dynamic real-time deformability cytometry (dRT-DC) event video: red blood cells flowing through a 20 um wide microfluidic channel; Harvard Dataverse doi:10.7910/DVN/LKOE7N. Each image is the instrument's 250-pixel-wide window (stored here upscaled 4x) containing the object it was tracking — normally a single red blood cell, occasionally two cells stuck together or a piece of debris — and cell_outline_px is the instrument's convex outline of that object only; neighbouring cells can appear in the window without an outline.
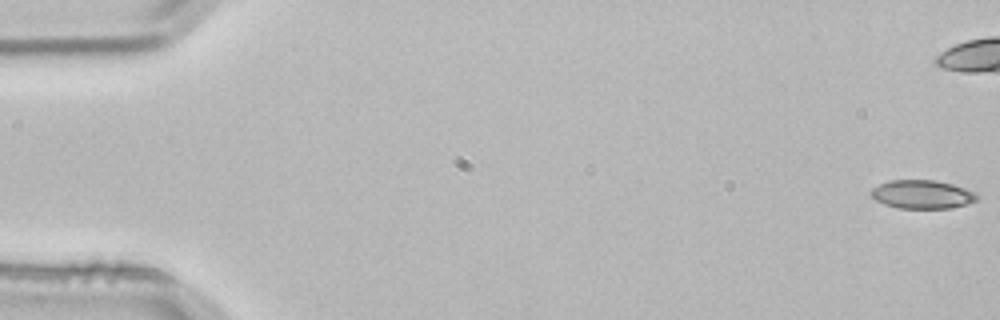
{"species": "common noctule bat (a hibernating species)", "species_latin": "Nyctalus noctula", "temperature_condition": "room temperature", "stored_images_in_passage": 5, "camera_frame_rate_fps": 3000, "um_per_image_px": 0.085, "animal": {"sex": "male", "body_mass_g": 21.5, "forearm_length_mm": 52.0}, "frame": {"image": 1, "passage_image": 1, "time_ms": 0.0, "image_size_px": [1000, 320], "cell_outline_px": [[980, 196], [976, 200], [968, 204], [952, 208], [900, 208], [884, 204], [876, 200], [868, 192], [872, 188], [888, 180], [936, 180], [952, 184], [976, 192]], "centroid_in_image_um": [78.4, 16.52], "position_along_channel_um": 6.6, "area_um2": 17.74}}